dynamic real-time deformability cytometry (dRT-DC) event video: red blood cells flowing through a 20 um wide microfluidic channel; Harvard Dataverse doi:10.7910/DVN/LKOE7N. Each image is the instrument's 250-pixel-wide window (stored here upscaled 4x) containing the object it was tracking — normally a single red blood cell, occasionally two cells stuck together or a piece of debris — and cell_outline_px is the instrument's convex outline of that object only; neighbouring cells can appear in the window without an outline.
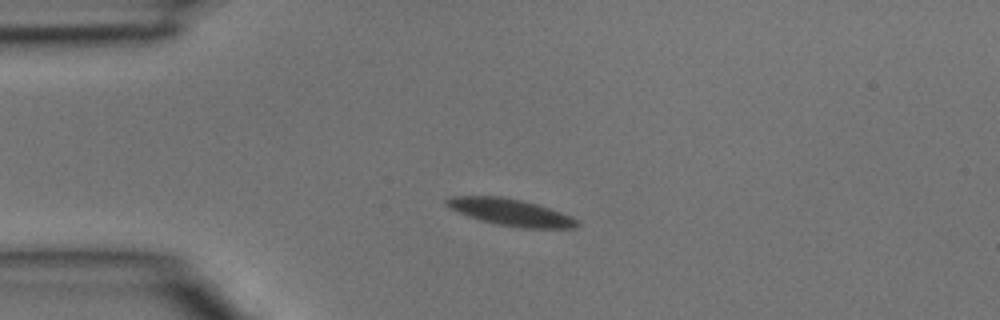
{"species": "common noctule bat (a hibernating species)", "species_latin": "Nyctalus noctula", "temperature_condition": "room temperature", "stored_images_in_passage": 4, "camera_frame_rate_fps": 3000, "um_per_image_px": 0.085, "animal": {"sex": "male", "body_mass_g": 15.6}, "frame": {"image": 1, "passage_image": 3, "time_ms": 0.667, "image_size_px": [1000, 320], "cell_outline_px": [[580, 224], [576, 228], [520, 228], [496, 224], [480, 220], [468, 216], [448, 208], [444, 204], [444, 200], [452, 196], [500, 196], [520, 200], [536, 204], [572, 216], [580, 220]], "centroid_in_image_um": [43.4, 18.05], "position_along_channel_um": 41.6, "area_um2": 20.52}}
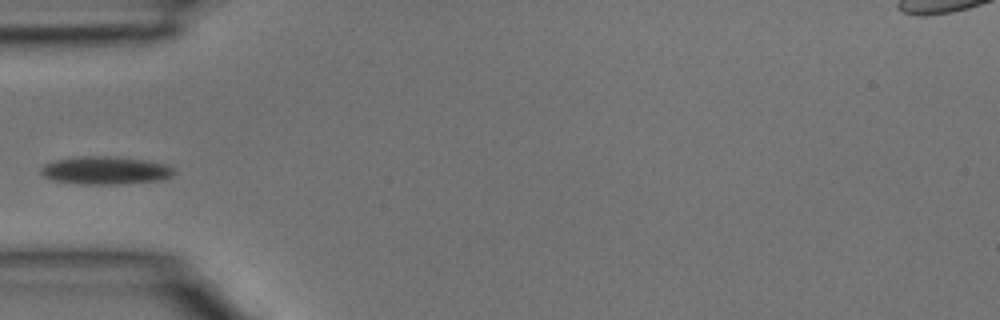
{"frame": {"image": 2, "passage_image": 4, "time_ms": 1.0, "image_size_px": [1000, 320], "cell_outline_px": [[176, 172], [172, 176], [160, 180], [120, 184], [80, 184], [52, 180], [44, 176], [40, 172], [40, 168], [44, 164], [56, 160], [80, 156], [112, 156], [144, 160], [168, 164], [176, 168]], "centroid_in_image_um": [8.99, 14.48], "position_along_channel_um": 76.0, "area_um2": 21.85}}